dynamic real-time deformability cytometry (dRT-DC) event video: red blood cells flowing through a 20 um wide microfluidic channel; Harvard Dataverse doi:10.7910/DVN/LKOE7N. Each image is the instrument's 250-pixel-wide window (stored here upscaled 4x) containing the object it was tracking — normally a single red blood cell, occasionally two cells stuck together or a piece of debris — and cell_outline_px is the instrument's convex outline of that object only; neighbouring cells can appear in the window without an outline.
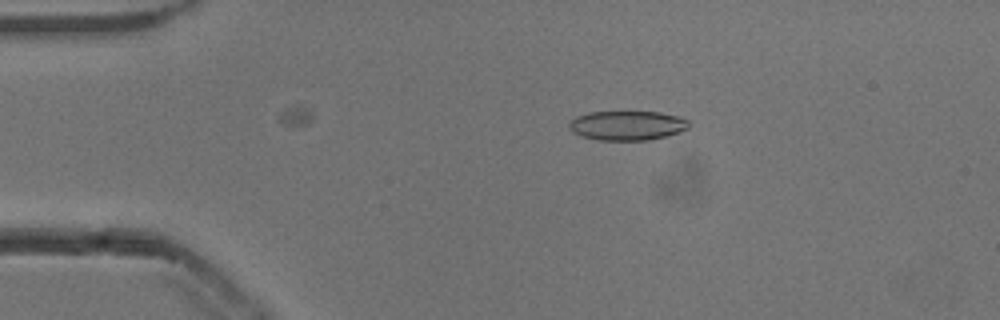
{"species": "common noctule bat (a hibernating species)", "species_latin": "Nyctalus noctula", "temperature_condition": "cold", "stored_images_in_passage": 15, "camera_frame_rate_fps": 3000, "um_per_image_px": 0.085, "animal": {"sex": "male", "body_mass_g": 13.3}, "frame": {"image": 1, "passage_image": 11, "time_ms": 3.333, "image_size_px": [1000, 320], "cell_outline_px": [[692, 124], [688, 128], [680, 132], [668, 136], [648, 140], [596, 140], [572, 132], [568, 128], [568, 124], [576, 116], [588, 112], [660, 112], [680, 116], [688, 120]], "centroid_in_image_um": [53.35, 10.66], "position_along_channel_um": 31.7, "area_um2": 20.75}}